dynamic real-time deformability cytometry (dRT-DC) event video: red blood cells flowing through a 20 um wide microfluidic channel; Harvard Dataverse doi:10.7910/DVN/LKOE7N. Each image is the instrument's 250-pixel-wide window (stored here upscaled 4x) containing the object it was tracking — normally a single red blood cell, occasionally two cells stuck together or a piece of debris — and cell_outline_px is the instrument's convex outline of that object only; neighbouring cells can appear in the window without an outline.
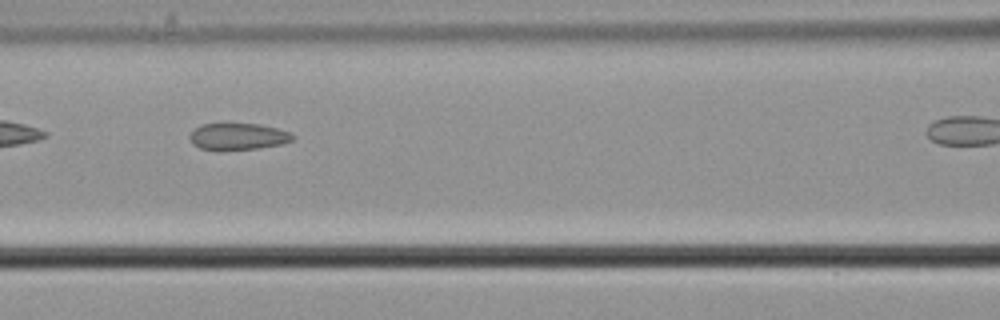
{"species": "common noctule bat (a hibernating species)", "species_latin": "Nyctalus noctula", "temperature_condition": "cold", "stored_images_in_passage": 9, "camera_frame_rate_fps": 3000, "um_per_image_px": 0.085, "animal": {"sex": "male", "body_mass_g": 21.5, "forearm_length_mm": 52.0}, "frame": {"image": 1, "passage_image": 6, "time_ms": 1.667, "image_size_px": [1000, 320], "cell_outline_px": [[296, 136], [292, 140], [280, 144], [260, 148], [200, 148], [192, 144], [188, 136], [200, 124], [260, 124], [276, 128], [288, 132]], "centroid_in_image_um": [20.24, 11.57], "position_along_channel_um": 146.4, "area_um2": 15.43}}